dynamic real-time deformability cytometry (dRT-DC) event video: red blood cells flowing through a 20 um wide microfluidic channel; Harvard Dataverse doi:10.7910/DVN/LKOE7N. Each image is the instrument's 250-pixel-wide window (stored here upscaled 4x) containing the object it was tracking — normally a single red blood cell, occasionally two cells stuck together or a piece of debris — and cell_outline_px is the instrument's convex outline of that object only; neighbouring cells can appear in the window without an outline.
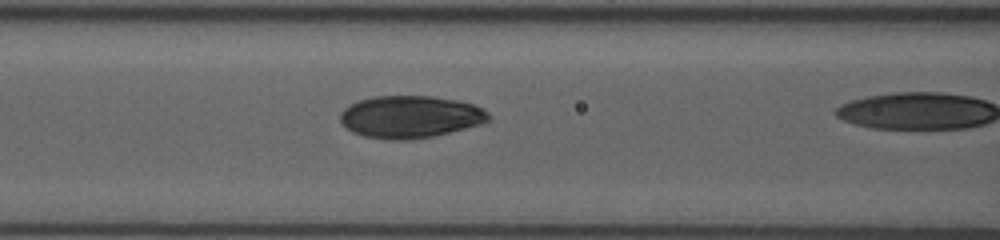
{"species": "human", "species_latin": "Homo sapiens", "temperature_condition": "room temperature", "stored_images_in_passage": 16, "camera_frame_rate_fps": 3000, "um_per_image_px": 0.085, "donor": {"sex": "female"}, "frame": {"image": 1, "passage_image": 12, "time_ms": 3.667, "image_size_px": [1000, 240], "cell_outline_px": [[488, 120], [480, 124], [432, 136], [412, 140], [388, 140], [364, 136], [352, 132], [340, 120], [340, 112], [344, 108], [360, 100], [376, 96], [432, 96], [456, 100], [472, 104], [484, 108], [488, 112]], "centroid_in_image_um": [34.85, 9.93], "position_along_channel_um": 131.7, "area_um2": 36.3}}